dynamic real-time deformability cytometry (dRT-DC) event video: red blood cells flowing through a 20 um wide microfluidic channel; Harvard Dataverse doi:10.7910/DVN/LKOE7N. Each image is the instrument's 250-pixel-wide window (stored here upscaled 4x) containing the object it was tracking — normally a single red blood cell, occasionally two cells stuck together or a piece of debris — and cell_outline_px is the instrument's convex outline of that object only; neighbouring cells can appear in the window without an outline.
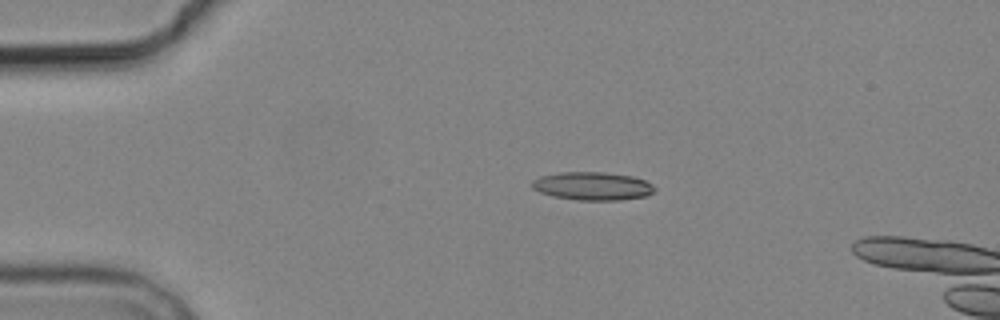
{"species": "common noctule bat (a hibernating species)", "species_latin": "Nyctalus noctula", "temperature_condition": "cold", "stored_images_in_passage": 3, "camera_frame_rate_fps": 3000, "um_per_image_px": 0.085, "animal": {"sex": "male", "body_mass_g": 19.2, "forearm_length_mm": 51.8}, "frame": {"image": 1, "passage_image": 2, "time_ms": 1.0, "image_size_px": [1000, 320], "cell_outline_px": [[656, 188], [648, 196], [620, 200], [576, 200], [552, 196], [540, 192], [532, 188], [532, 180], [540, 176], [560, 172], [604, 172], [632, 176], [644, 180], [652, 184]], "centroid_in_image_um": [50.36, 15.82], "position_along_channel_um": 34.6, "area_um2": 20.23}}